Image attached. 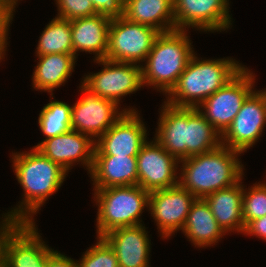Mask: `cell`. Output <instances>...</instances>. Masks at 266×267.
<instances>
[{"label": "cell", "mask_w": 266, "mask_h": 267, "mask_svg": "<svg viewBox=\"0 0 266 267\" xmlns=\"http://www.w3.org/2000/svg\"><path fill=\"white\" fill-rule=\"evenodd\" d=\"M130 0H122L123 4L127 3Z\"/></svg>", "instance_id": "cell-39"}, {"label": "cell", "mask_w": 266, "mask_h": 267, "mask_svg": "<svg viewBox=\"0 0 266 267\" xmlns=\"http://www.w3.org/2000/svg\"><path fill=\"white\" fill-rule=\"evenodd\" d=\"M38 58L37 65L32 74V87L36 91H45L53 94L54 89L65 85V82L74 72L75 55L64 53H52L35 55Z\"/></svg>", "instance_id": "cell-23"}, {"label": "cell", "mask_w": 266, "mask_h": 267, "mask_svg": "<svg viewBox=\"0 0 266 267\" xmlns=\"http://www.w3.org/2000/svg\"><path fill=\"white\" fill-rule=\"evenodd\" d=\"M98 14H104L111 18L122 15L124 4L122 0H91Z\"/></svg>", "instance_id": "cell-32"}, {"label": "cell", "mask_w": 266, "mask_h": 267, "mask_svg": "<svg viewBox=\"0 0 266 267\" xmlns=\"http://www.w3.org/2000/svg\"><path fill=\"white\" fill-rule=\"evenodd\" d=\"M93 190V201L98 206L96 237H102L117 228L142 224L140 216L143 210L149 208V191L139 185Z\"/></svg>", "instance_id": "cell-5"}, {"label": "cell", "mask_w": 266, "mask_h": 267, "mask_svg": "<svg viewBox=\"0 0 266 267\" xmlns=\"http://www.w3.org/2000/svg\"><path fill=\"white\" fill-rule=\"evenodd\" d=\"M242 153L231 148H219L179 161L178 184L196 198H204L215 191L233 186L244 176L238 158Z\"/></svg>", "instance_id": "cell-2"}, {"label": "cell", "mask_w": 266, "mask_h": 267, "mask_svg": "<svg viewBox=\"0 0 266 267\" xmlns=\"http://www.w3.org/2000/svg\"><path fill=\"white\" fill-rule=\"evenodd\" d=\"M3 214V219L0 222V267H6V252L9 241L26 224L20 217Z\"/></svg>", "instance_id": "cell-31"}, {"label": "cell", "mask_w": 266, "mask_h": 267, "mask_svg": "<svg viewBox=\"0 0 266 267\" xmlns=\"http://www.w3.org/2000/svg\"><path fill=\"white\" fill-rule=\"evenodd\" d=\"M220 133L197 108H188V144L186 158L211 152L221 146Z\"/></svg>", "instance_id": "cell-25"}, {"label": "cell", "mask_w": 266, "mask_h": 267, "mask_svg": "<svg viewBox=\"0 0 266 267\" xmlns=\"http://www.w3.org/2000/svg\"><path fill=\"white\" fill-rule=\"evenodd\" d=\"M257 91L262 96L264 103H265V107H266V88H264L262 90H257Z\"/></svg>", "instance_id": "cell-38"}, {"label": "cell", "mask_w": 266, "mask_h": 267, "mask_svg": "<svg viewBox=\"0 0 266 267\" xmlns=\"http://www.w3.org/2000/svg\"><path fill=\"white\" fill-rule=\"evenodd\" d=\"M256 182L248 189L243 187V222L245 227L254 219L266 215V182Z\"/></svg>", "instance_id": "cell-28"}, {"label": "cell", "mask_w": 266, "mask_h": 267, "mask_svg": "<svg viewBox=\"0 0 266 267\" xmlns=\"http://www.w3.org/2000/svg\"><path fill=\"white\" fill-rule=\"evenodd\" d=\"M82 97L72 105L71 129L89 136L96 142L125 113L136 112L134 107L123 108L109 99L91 94L79 86Z\"/></svg>", "instance_id": "cell-9"}, {"label": "cell", "mask_w": 266, "mask_h": 267, "mask_svg": "<svg viewBox=\"0 0 266 267\" xmlns=\"http://www.w3.org/2000/svg\"><path fill=\"white\" fill-rule=\"evenodd\" d=\"M243 67L230 81L198 107L204 118L222 135L241 109L245 99L254 91L255 73ZM203 109V110H202Z\"/></svg>", "instance_id": "cell-6"}, {"label": "cell", "mask_w": 266, "mask_h": 267, "mask_svg": "<svg viewBox=\"0 0 266 267\" xmlns=\"http://www.w3.org/2000/svg\"><path fill=\"white\" fill-rule=\"evenodd\" d=\"M102 238L117 256L119 267H150L151 240L145 225L114 229Z\"/></svg>", "instance_id": "cell-16"}, {"label": "cell", "mask_w": 266, "mask_h": 267, "mask_svg": "<svg viewBox=\"0 0 266 267\" xmlns=\"http://www.w3.org/2000/svg\"><path fill=\"white\" fill-rule=\"evenodd\" d=\"M122 16L159 32L175 30L173 0H130L124 4Z\"/></svg>", "instance_id": "cell-24"}, {"label": "cell", "mask_w": 266, "mask_h": 267, "mask_svg": "<svg viewBox=\"0 0 266 267\" xmlns=\"http://www.w3.org/2000/svg\"><path fill=\"white\" fill-rule=\"evenodd\" d=\"M51 101L41 109L38 117V126L45 135V139L64 134L71 130V109L69 104L55 100L50 94Z\"/></svg>", "instance_id": "cell-27"}, {"label": "cell", "mask_w": 266, "mask_h": 267, "mask_svg": "<svg viewBox=\"0 0 266 267\" xmlns=\"http://www.w3.org/2000/svg\"><path fill=\"white\" fill-rule=\"evenodd\" d=\"M159 33L151 26L131 22L122 15L113 17L108 31L105 59L141 65Z\"/></svg>", "instance_id": "cell-8"}, {"label": "cell", "mask_w": 266, "mask_h": 267, "mask_svg": "<svg viewBox=\"0 0 266 267\" xmlns=\"http://www.w3.org/2000/svg\"><path fill=\"white\" fill-rule=\"evenodd\" d=\"M46 267H78L77 260L53 250L47 259Z\"/></svg>", "instance_id": "cell-34"}, {"label": "cell", "mask_w": 266, "mask_h": 267, "mask_svg": "<svg viewBox=\"0 0 266 267\" xmlns=\"http://www.w3.org/2000/svg\"><path fill=\"white\" fill-rule=\"evenodd\" d=\"M33 148L57 163L67 173L77 164H82L90 173L93 165L95 142L75 130L42 140ZM81 162V163H80Z\"/></svg>", "instance_id": "cell-15"}, {"label": "cell", "mask_w": 266, "mask_h": 267, "mask_svg": "<svg viewBox=\"0 0 266 267\" xmlns=\"http://www.w3.org/2000/svg\"><path fill=\"white\" fill-rule=\"evenodd\" d=\"M8 38L10 37H0V62H2V59L5 58L4 56H6Z\"/></svg>", "instance_id": "cell-36"}, {"label": "cell", "mask_w": 266, "mask_h": 267, "mask_svg": "<svg viewBox=\"0 0 266 267\" xmlns=\"http://www.w3.org/2000/svg\"><path fill=\"white\" fill-rule=\"evenodd\" d=\"M14 11L19 0H4ZM22 1V0H21Z\"/></svg>", "instance_id": "cell-37"}, {"label": "cell", "mask_w": 266, "mask_h": 267, "mask_svg": "<svg viewBox=\"0 0 266 267\" xmlns=\"http://www.w3.org/2000/svg\"><path fill=\"white\" fill-rule=\"evenodd\" d=\"M188 30L160 32L142 66V82L164 95L176 85L195 51ZM153 86V87H152Z\"/></svg>", "instance_id": "cell-4"}, {"label": "cell", "mask_w": 266, "mask_h": 267, "mask_svg": "<svg viewBox=\"0 0 266 267\" xmlns=\"http://www.w3.org/2000/svg\"><path fill=\"white\" fill-rule=\"evenodd\" d=\"M138 110L125 112L96 142L94 156L137 157L148 139Z\"/></svg>", "instance_id": "cell-13"}, {"label": "cell", "mask_w": 266, "mask_h": 267, "mask_svg": "<svg viewBox=\"0 0 266 267\" xmlns=\"http://www.w3.org/2000/svg\"><path fill=\"white\" fill-rule=\"evenodd\" d=\"M195 199L192 193L179 184L150 192L148 212L156 222L162 239H168L183 229Z\"/></svg>", "instance_id": "cell-11"}, {"label": "cell", "mask_w": 266, "mask_h": 267, "mask_svg": "<svg viewBox=\"0 0 266 267\" xmlns=\"http://www.w3.org/2000/svg\"><path fill=\"white\" fill-rule=\"evenodd\" d=\"M94 62L103 66L101 71L84 75L81 80V85L91 94L114 101L121 107L122 97L131 95L144 87L141 65L105 58Z\"/></svg>", "instance_id": "cell-7"}, {"label": "cell", "mask_w": 266, "mask_h": 267, "mask_svg": "<svg viewBox=\"0 0 266 267\" xmlns=\"http://www.w3.org/2000/svg\"><path fill=\"white\" fill-rule=\"evenodd\" d=\"M111 20L110 16L104 14L72 20L71 31L74 55L77 57L78 53L85 51L86 53L94 54L93 60L104 59L107 54L108 31Z\"/></svg>", "instance_id": "cell-19"}, {"label": "cell", "mask_w": 266, "mask_h": 267, "mask_svg": "<svg viewBox=\"0 0 266 267\" xmlns=\"http://www.w3.org/2000/svg\"><path fill=\"white\" fill-rule=\"evenodd\" d=\"M266 126V107L262 96L254 90L244 101L236 117L221 135L224 147L244 155L253 147Z\"/></svg>", "instance_id": "cell-12"}, {"label": "cell", "mask_w": 266, "mask_h": 267, "mask_svg": "<svg viewBox=\"0 0 266 267\" xmlns=\"http://www.w3.org/2000/svg\"><path fill=\"white\" fill-rule=\"evenodd\" d=\"M163 103L154 139L170 155L181 161L186 159L188 144V108L174 107L165 101Z\"/></svg>", "instance_id": "cell-18"}, {"label": "cell", "mask_w": 266, "mask_h": 267, "mask_svg": "<svg viewBox=\"0 0 266 267\" xmlns=\"http://www.w3.org/2000/svg\"><path fill=\"white\" fill-rule=\"evenodd\" d=\"M243 182L242 179L231 187L221 189L205 196L216 222L225 233H244L243 222Z\"/></svg>", "instance_id": "cell-20"}, {"label": "cell", "mask_w": 266, "mask_h": 267, "mask_svg": "<svg viewBox=\"0 0 266 267\" xmlns=\"http://www.w3.org/2000/svg\"><path fill=\"white\" fill-rule=\"evenodd\" d=\"M178 164L154 138L147 140L137 155L138 185L149 192L178 185Z\"/></svg>", "instance_id": "cell-14"}, {"label": "cell", "mask_w": 266, "mask_h": 267, "mask_svg": "<svg viewBox=\"0 0 266 267\" xmlns=\"http://www.w3.org/2000/svg\"><path fill=\"white\" fill-rule=\"evenodd\" d=\"M56 1V16L75 20L78 18L89 17L98 14L91 0H54Z\"/></svg>", "instance_id": "cell-30"}, {"label": "cell", "mask_w": 266, "mask_h": 267, "mask_svg": "<svg viewBox=\"0 0 266 267\" xmlns=\"http://www.w3.org/2000/svg\"><path fill=\"white\" fill-rule=\"evenodd\" d=\"M11 157L13 172L24 195L17 207H12L7 214L20 217L26 223H36L33 217L60 189L67 172L33 147L28 152H12Z\"/></svg>", "instance_id": "cell-1"}, {"label": "cell", "mask_w": 266, "mask_h": 267, "mask_svg": "<svg viewBox=\"0 0 266 267\" xmlns=\"http://www.w3.org/2000/svg\"><path fill=\"white\" fill-rule=\"evenodd\" d=\"M93 189L138 185L137 157L94 156L90 171Z\"/></svg>", "instance_id": "cell-21"}, {"label": "cell", "mask_w": 266, "mask_h": 267, "mask_svg": "<svg viewBox=\"0 0 266 267\" xmlns=\"http://www.w3.org/2000/svg\"><path fill=\"white\" fill-rule=\"evenodd\" d=\"M244 66L232 57L202 60L195 52L165 102L174 107L197 108Z\"/></svg>", "instance_id": "cell-3"}, {"label": "cell", "mask_w": 266, "mask_h": 267, "mask_svg": "<svg viewBox=\"0 0 266 267\" xmlns=\"http://www.w3.org/2000/svg\"><path fill=\"white\" fill-rule=\"evenodd\" d=\"M14 11L4 0H0V37H8Z\"/></svg>", "instance_id": "cell-33"}, {"label": "cell", "mask_w": 266, "mask_h": 267, "mask_svg": "<svg viewBox=\"0 0 266 267\" xmlns=\"http://www.w3.org/2000/svg\"><path fill=\"white\" fill-rule=\"evenodd\" d=\"M256 236L266 240V215L257 219L252 220L246 227L243 235Z\"/></svg>", "instance_id": "cell-35"}, {"label": "cell", "mask_w": 266, "mask_h": 267, "mask_svg": "<svg viewBox=\"0 0 266 267\" xmlns=\"http://www.w3.org/2000/svg\"><path fill=\"white\" fill-rule=\"evenodd\" d=\"M96 239V244L88 248L77 261L78 267H119L111 246L102 237Z\"/></svg>", "instance_id": "cell-29"}, {"label": "cell", "mask_w": 266, "mask_h": 267, "mask_svg": "<svg viewBox=\"0 0 266 267\" xmlns=\"http://www.w3.org/2000/svg\"><path fill=\"white\" fill-rule=\"evenodd\" d=\"M182 232L195 248L216 245L226 235L203 198L192 203Z\"/></svg>", "instance_id": "cell-22"}, {"label": "cell", "mask_w": 266, "mask_h": 267, "mask_svg": "<svg viewBox=\"0 0 266 267\" xmlns=\"http://www.w3.org/2000/svg\"><path fill=\"white\" fill-rule=\"evenodd\" d=\"M175 29L218 32L231 28L229 0H173Z\"/></svg>", "instance_id": "cell-10"}, {"label": "cell", "mask_w": 266, "mask_h": 267, "mask_svg": "<svg viewBox=\"0 0 266 267\" xmlns=\"http://www.w3.org/2000/svg\"><path fill=\"white\" fill-rule=\"evenodd\" d=\"M35 223H26L9 241L6 267H46L54 250L40 236Z\"/></svg>", "instance_id": "cell-17"}, {"label": "cell", "mask_w": 266, "mask_h": 267, "mask_svg": "<svg viewBox=\"0 0 266 267\" xmlns=\"http://www.w3.org/2000/svg\"><path fill=\"white\" fill-rule=\"evenodd\" d=\"M36 55L64 53L74 55L71 20L56 16L42 31L36 47Z\"/></svg>", "instance_id": "cell-26"}]
</instances>
